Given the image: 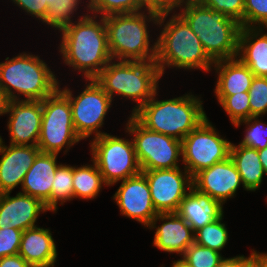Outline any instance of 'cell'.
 <instances>
[{
    "mask_svg": "<svg viewBox=\"0 0 267 267\" xmlns=\"http://www.w3.org/2000/svg\"><path fill=\"white\" fill-rule=\"evenodd\" d=\"M138 12L137 0H97L90 8V14L106 17L114 14Z\"/></svg>",
    "mask_w": 267,
    "mask_h": 267,
    "instance_id": "836d02e7",
    "label": "cell"
},
{
    "mask_svg": "<svg viewBox=\"0 0 267 267\" xmlns=\"http://www.w3.org/2000/svg\"><path fill=\"white\" fill-rule=\"evenodd\" d=\"M113 200L123 216L138 221L146 228L158 214L152 203L146 176L142 172L123 180Z\"/></svg>",
    "mask_w": 267,
    "mask_h": 267,
    "instance_id": "5bb4252c",
    "label": "cell"
},
{
    "mask_svg": "<svg viewBox=\"0 0 267 267\" xmlns=\"http://www.w3.org/2000/svg\"><path fill=\"white\" fill-rule=\"evenodd\" d=\"M146 176L152 203L158 213L177 212L180 202L193 186L192 176L184 168L142 171Z\"/></svg>",
    "mask_w": 267,
    "mask_h": 267,
    "instance_id": "4fadbf2b",
    "label": "cell"
},
{
    "mask_svg": "<svg viewBox=\"0 0 267 267\" xmlns=\"http://www.w3.org/2000/svg\"><path fill=\"white\" fill-rule=\"evenodd\" d=\"M260 162L262 163L263 170L267 176V147L258 151Z\"/></svg>",
    "mask_w": 267,
    "mask_h": 267,
    "instance_id": "ee69618b",
    "label": "cell"
},
{
    "mask_svg": "<svg viewBox=\"0 0 267 267\" xmlns=\"http://www.w3.org/2000/svg\"><path fill=\"white\" fill-rule=\"evenodd\" d=\"M0 267H31L19 254L0 258Z\"/></svg>",
    "mask_w": 267,
    "mask_h": 267,
    "instance_id": "60d3db41",
    "label": "cell"
},
{
    "mask_svg": "<svg viewBox=\"0 0 267 267\" xmlns=\"http://www.w3.org/2000/svg\"><path fill=\"white\" fill-rule=\"evenodd\" d=\"M9 98L0 87V116L7 114Z\"/></svg>",
    "mask_w": 267,
    "mask_h": 267,
    "instance_id": "b9f144b4",
    "label": "cell"
},
{
    "mask_svg": "<svg viewBox=\"0 0 267 267\" xmlns=\"http://www.w3.org/2000/svg\"><path fill=\"white\" fill-rule=\"evenodd\" d=\"M193 187L208 194L223 205L236 196L239 187H243L241 176L230 156L211 167L202 169L192 177Z\"/></svg>",
    "mask_w": 267,
    "mask_h": 267,
    "instance_id": "9a60e30c",
    "label": "cell"
},
{
    "mask_svg": "<svg viewBox=\"0 0 267 267\" xmlns=\"http://www.w3.org/2000/svg\"><path fill=\"white\" fill-rule=\"evenodd\" d=\"M212 69L218 74L215 96H229L249 91L254 74L237 57L215 61Z\"/></svg>",
    "mask_w": 267,
    "mask_h": 267,
    "instance_id": "cb8c5ba5",
    "label": "cell"
},
{
    "mask_svg": "<svg viewBox=\"0 0 267 267\" xmlns=\"http://www.w3.org/2000/svg\"><path fill=\"white\" fill-rule=\"evenodd\" d=\"M178 9L214 62L237 57L240 23L197 0H181Z\"/></svg>",
    "mask_w": 267,
    "mask_h": 267,
    "instance_id": "3957f363",
    "label": "cell"
},
{
    "mask_svg": "<svg viewBox=\"0 0 267 267\" xmlns=\"http://www.w3.org/2000/svg\"><path fill=\"white\" fill-rule=\"evenodd\" d=\"M254 262L259 266V267H267V253H261L256 251L255 253V260Z\"/></svg>",
    "mask_w": 267,
    "mask_h": 267,
    "instance_id": "7bdbcfd3",
    "label": "cell"
},
{
    "mask_svg": "<svg viewBox=\"0 0 267 267\" xmlns=\"http://www.w3.org/2000/svg\"><path fill=\"white\" fill-rule=\"evenodd\" d=\"M59 85L55 72L38 55L22 52L0 63V87L10 101L22 96L21 100L42 101Z\"/></svg>",
    "mask_w": 267,
    "mask_h": 267,
    "instance_id": "8992f818",
    "label": "cell"
},
{
    "mask_svg": "<svg viewBox=\"0 0 267 267\" xmlns=\"http://www.w3.org/2000/svg\"><path fill=\"white\" fill-rule=\"evenodd\" d=\"M73 166L60 163L57 167L52 183L51 200L45 205L46 208L56 213L59 205L74 199L73 190Z\"/></svg>",
    "mask_w": 267,
    "mask_h": 267,
    "instance_id": "4316f807",
    "label": "cell"
},
{
    "mask_svg": "<svg viewBox=\"0 0 267 267\" xmlns=\"http://www.w3.org/2000/svg\"><path fill=\"white\" fill-rule=\"evenodd\" d=\"M138 12L146 11L157 14L158 16L164 14H171L176 12L177 6L181 0H137ZM176 9V10H175Z\"/></svg>",
    "mask_w": 267,
    "mask_h": 267,
    "instance_id": "74e56055",
    "label": "cell"
},
{
    "mask_svg": "<svg viewBox=\"0 0 267 267\" xmlns=\"http://www.w3.org/2000/svg\"><path fill=\"white\" fill-rule=\"evenodd\" d=\"M230 158L241 176L244 190L251 192L259 190L265 173L258 150L231 143Z\"/></svg>",
    "mask_w": 267,
    "mask_h": 267,
    "instance_id": "d4e9b609",
    "label": "cell"
},
{
    "mask_svg": "<svg viewBox=\"0 0 267 267\" xmlns=\"http://www.w3.org/2000/svg\"><path fill=\"white\" fill-rule=\"evenodd\" d=\"M216 98L223 110L228 114L232 125L250 118L248 92H240L229 96H216Z\"/></svg>",
    "mask_w": 267,
    "mask_h": 267,
    "instance_id": "f546056e",
    "label": "cell"
},
{
    "mask_svg": "<svg viewBox=\"0 0 267 267\" xmlns=\"http://www.w3.org/2000/svg\"><path fill=\"white\" fill-rule=\"evenodd\" d=\"M209 121L208 117L205 118L181 140L183 168L192 177L230 156L232 142L223 138Z\"/></svg>",
    "mask_w": 267,
    "mask_h": 267,
    "instance_id": "7c38bea8",
    "label": "cell"
},
{
    "mask_svg": "<svg viewBox=\"0 0 267 267\" xmlns=\"http://www.w3.org/2000/svg\"><path fill=\"white\" fill-rule=\"evenodd\" d=\"M46 1H47V5L49 7L50 5H52V2L57 1V0H46Z\"/></svg>",
    "mask_w": 267,
    "mask_h": 267,
    "instance_id": "7dc6e473",
    "label": "cell"
},
{
    "mask_svg": "<svg viewBox=\"0 0 267 267\" xmlns=\"http://www.w3.org/2000/svg\"><path fill=\"white\" fill-rule=\"evenodd\" d=\"M57 156L40 152L25 175L20 192L38 198L46 205L51 200L52 183L59 165Z\"/></svg>",
    "mask_w": 267,
    "mask_h": 267,
    "instance_id": "44dd1931",
    "label": "cell"
},
{
    "mask_svg": "<svg viewBox=\"0 0 267 267\" xmlns=\"http://www.w3.org/2000/svg\"><path fill=\"white\" fill-rule=\"evenodd\" d=\"M262 27H241L237 58L257 77H267V33Z\"/></svg>",
    "mask_w": 267,
    "mask_h": 267,
    "instance_id": "603a6c76",
    "label": "cell"
},
{
    "mask_svg": "<svg viewBox=\"0 0 267 267\" xmlns=\"http://www.w3.org/2000/svg\"><path fill=\"white\" fill-rule=\"evenodd\" d=\"M89 144L91 159L96 163L107 187L142 172L132 139L105 133L92 138Z\"/></svg>",
    "mask_w": 267,
    "mask_h": 267,
    "instance_id": "30bf717a",
    "label": "cell"
},
{
    "mask_svg": "<svg viewBox=\"0 0 267 267\" xmlns=\"http://www.w3.org/2000/svg\"><path fill=\"white\" fill-rule=\"evenodd\" d=\"M158 18L146 11L104 17L112 60L156 59V40L151 41L148 23L157 25Z\"/></svg>",
    "mask_w": 267,
    "mask_h": 267,
    "instance_id": "52a82bcc",
    "label": "cell"
},
{
    "mask_svg": "<svg viewBox=\"0 0 267 267\" xmlns=\"http://www.w3.org/2000/svg\"><path fill=\"white\" fill-rule=\"evenodd\" d=\"M82 0H57L52 2L47 9L42 23L58 30L59 32L73 23V14L79 9Z\"/></svg>",
    "mask_w": 267,
    "mask_h": 267,
    "instance_id": "83f0119b",
    "label": "cell"
},
{
    "mask_svg": "<svg viewBox=\"0 0 267 267\" xmlns=\"http://www.w3.org/2000/svg\"><path fill=\"white\" fill-rule=\"evenodd\" d=\"M92 164L73 166V190L74 199L93 200L99 196L103 185L106 183L103 180L102 174L96 163L91 159Z\"/></svg>",
    "mask_w": 267,
    "mask_h": 267,
    "instance_id": "484cf974",
    "label": "cell"
},
{
    "mask_svg": "<svg viewBox=\"0 0 267 267\" xmlns=\"http://www.w3.org/2000/svg\"><path fill=\"white\" fill-rule=\"evenodd\" d=\"M42 113V101H10L7 110L9 144L37 145L41 132Z\"/></svg>",
    "mask_w": 267,
    "mask_h": 267,
    "instance_id": "2e32d148",
    "label": "cell"
},
{
    "mask_svg": "<svg viewBox=\"0 0 267 267\" xmlns=\"http://www.w3.org/2000/svg\"><path fill=\"white\" fill-rule=\"evenodd\" d=\"M248 94L250 117L267 114V77L254 76Z\"/></svg>",
    "mask_w": 267,
    "mask_h": 267,
    "instance_id": "d6a6232c",
    "label": "cell"
},
{
    "mask_svg": "<svg viewBox=\"0 0 267 267\" xmlns=\"http://www.w3.org/2000/svg\"><path fill=\"white\" fill-rule=\"evenodd\" d=\"M222 253L208 247L191 244L185 251L183 258L191 267H217L223 259Z\"/></svg>",
    "mask_w": 267,
    "mask_h": 267,
    "instance_id": "1f68e13d",
    "label": "cell"
},
{
    "mask_svg": "<svg viewBox=\"0 0 267 267\" xmlns=\"http://www.w3.org/2000/svg\"><path fill=\"white\" fill-rule=\"evenodd\" d=\"M223 207L220 201L192 186L189 193L180 202L177 213L195 232L222 217L224 215Z\"/></svg>",
    "mask_w": 267,
    "mask_h": 267,
    "instance_id": "7402d4cb",
    "label": "cell"
},
{
    "mask_svg": "<svg viewBox=\"0 0 267 267\" xmlns=\"http://www.w3.org/2000/svg\"><path fill=\"white\" fill-rule=\"evenodd\" d=\"M158 221L163 223L158 226ZM147 228L156 229L153 246L164 252L179 254L180 258L195 243L193 229L177 212L158 213Z\"/></svg>",
    "mask_w": 267,
    "mask_h": 267,
    "instance_id": "e0dca14e",
    "label": "cell"
},
{
    "mask_svg": "<svg viewBox=\"0 0 267 267\" xmlns=\"http://www.w3.org/2000/svg\"><path fill=\"white\" fill-rule=\"evenodd\" d=\"M85 88L79 95L75 96L72 90L65 86L59 89L68 97L72 109V121L77 135L87 139L94 134V138L102 136L101 127L112 107L110 96L102 89L95 79H85ZM88 81V82H87Z\"/></svg>",
    "mask_w": 267,
    "mask_h": 267,
    "instance_id": "8fae6325",
    "label": "cell"
},
{
    "mask_svg": "<svg viewBox=\"0 0 267 267\" xmlns=\"http://www.w3.org/2000/svg\"><path fill=\"white\" fill-rule=\"evenodd\" d=\"M259 119V116H252L246 120L238 122L234 127L238 128L240 125H246V132L240 145L262 150L267 147V124Z\"/></svg>",
    "mask_w": 267,
    "mask_h": 267,
    "instance_id": "4dcf8cb0",
    "label": "cell"
},
{
    "mask_svg": "<svg viewBox=\"0 0 267 267\" xmlns=\"http://www.w3.org/2000/svg\"><path fill=\"white\" fill-rule=\"evenodd\" d=\"M223 217L224 215L203 228L196 230L194 232L195 243L220 253L229 240V232L225 223H223Z\"/></svg>",
    "mask_w": 267,
    "mask_h": 267,
    "instance_id": "f1b7e54d",
    "label": "cell"
},
{
    "mask_svg": "<svg viewBox=\"0 0 267 267\" xmlns=\"http://www.w3.org/2000/svg\"><path fill=\"white\" fill-rule=\"evenodd\" d=\"M125 129L132 136L141 171L180 167L181 140L147 129L132 114Z\"/></svg>",
    "mask_w": 267,
    "mask_h": 267,
    "instance_id": "9c48e42d",
    "label": "cell"
},
{
    "mask_svg": "<svg viewBox=\"0 0 267 267\" xmlns=\"http://www.w3.org/2000/svg\"><path fill=\"white\" fill-rule=\"evenodd\" d=\"M41 152L37 145L4 144L0 136V194L22 185L29 168Z\"/></svg>",
    "mask_w": 267,
    "mask_h": 267,
    "instance_id": "ac0fdd59",
    "label": "cell"
},
{
    "mask_svg": "<svg viewBox=\"0 0 267 267\" xmlns=\"http://www.w3.org/2000/svg\"><path fill=\"white\" fill-rule=\"evenodd\" d=\"M169 15L159 16L156 25L161 31L156 39V63L161 75L165 74L167 67L210 72L214 61L207 55L189 24L177 12L166 21Z\"/></svg>",
    "mask_w": 267,
    "mask_h": 267,
    "instance_id": "7a4b0ae2",
    "label": "cell"
},
{
    "mask_svg": "<svg viewBox=\"0 0 267 267\" xmlns=\"http://www.w3.org/2000/svg\"><path fill=\"white\" fill-rule=\"evenodd\" d=\"M243 27L267 28V0H244Z\"/></svg>",
    "mask_w": 267,
    "mask_h": 267,
    "instance_id": "e575fe53",
    "label": "cell"
},
{
    "mask_svg": "<svg viewBox=\"0 0 267 267\" xmlns=\"http://www.w3.org/2000/svg\"><path fill=\"white\" fill-rule=\"evenodd\" d=\"M161 77L156 59H144L111 60L94 79L112 100L117 95L135 102L133 114L159 90Z\"/></svg>",
    "mask_w": 267,
    "mask_h": 267,
    "instance_id": "5b68a950",
    "label": "cell"
},
{
    "mask_svg": "<svg viewBox=\"0 0 267 267\" xmlns=\"http://www.w3.org/2000/svg\"><path fill=\"white\" fill-rule=\"evenodd\" d=\"M191 93L158 100L157 91L132 115L149 130L183 140L207 118L201 97Z\"/></svg>",
    "mask_w": 267,
    "mask_h": 267,
    "instance_id": "277c9868",
    "label": "cell"
},
{
    "mask_svg": "<svg viewBox=\"0 0 267 267\" xmlns=\"http://www.w3.org/2000/svg\"><path fill=\"white\" fill-rule=\"evenodd\" d=\"M22 233L15 228L0 229V258L19 253Z\"/></svg>",
    "mask_w": 267,
    "mask_h": 267,
    "instance_id": "8d00e7d4",
    "label": "cell"
},
{
    "mask_svg": "<svg viewBox=\"0 0 267 267\" xmlns=\"http://www.w3.org/2000/svg\"><path fill=\"white\" fill-rule=\"evenodd\" d=\"M0 194V229L15 228L21 231L36 227L41 213L49 211L38 198L18 192Z\"/></svg>",
    "mask_w": 267,
    "mask_h": 267,
    "instance_id": "d6986e66",
    "label": "cell"
},
{
    "mask_svg": "<svg viewBox=\"0 0 267 267\" xmlns=\"http://www.w3.org/2000/svg\"><path fill=\"white\" fill-rule=\"evenodd\" d=\"M256 251L252 249L249 257H245L244 255H237L232 258L223 257L217 267H249L255 260Z\"/></svg>",
    "mask_w": 267,
    "mask_h": 267,
    "instance_id": "ab89813d",
    "label": "cell"
},
{
    "mask_svg": "<svg viewBox=\"0 0 267 267\" xmlns=\"http://www.w3.org/2000/svg\"><path fill=\"white\" fill-rule=\"evenodd\" d=\"M22 9L27 15L36 17L39 21L45 18L48 5L46 0H10Z\"/></svg>",
    "mask_w": 267,
    "mask_h": 267,
    "instance_id": "f35d334b",
    "label": "cell"
},
{
    "mask_svg": "<svg viewBox=\"0 0 267 267\" xmlns=\"http://www.w3.org/2000/svg\"><path fill=\"white\" fill-rule=\"evenodd\" d=\"M18 254L31 267H54L58 254L50 229L36 226L23 231Z\"/></svg>",
    "mask_w": 267,
    "mask_h": 267,
    "instance_id": "ffe728a7",
    "label": "cell"
},
{
    "mask_svg": "<svg viewBox=\"0 0 267 267\" xmlns=\"http://www.w3.org/2000/svg\"><path fill=\"white\" fill-rule=\"evenodd\" d=\"M88 13L90 10L60 31L58 48L65 65L81 72L84 79H94L112 56L104 17Z\"/></svg>",
    "mask_w": 267,
    "mask_h": 267,
    "instance_id": "6da1fadb",
    "label": "cell"
},
{
    "mask_svg": "<svg viewBox=\"0 0 267 267\" xmlns=\"http://www.w3.org/2000/svg\"><path fill=\"white\" fill-rule=\"evenodd\" d=\"M42 123L38 148L43 153L66 154L82 139L77 135L68 97L58 88L42 100Z\"/></svg>",
    "mask_w": 267,
    "mask_h": 267,
    "instance_id": "ba28073f",
    "label": "cell"
},
{
    "mask_svg": "<svg viewBox=\"0 0 267 267\" xmlns=\"http://www.w3.org/2000/svg\"><path fill=\"white\" fill-rule=\"evenodd\" d=\"M96 1L97 0H88V1H86L88 3H86V7H84V8H87L85 10H90V8L95 4Z\"/></svg>",
    "mask_w": 267,
    "mask_h": 267,
    "instance_id": "bcb514c9",
    "label": "cell"
},
{
    "mask_svg": "<svg viewBox=\"0 0 267 267\" xmlns=\"http://www.w3.org/2000/svg\"><path fill=\"white\" fill-rule=\"evenodd\" d=\"M249 267H259L255 262H253Z\"/></svg>",
    "mask_w": 267,
    "mask_h": 267,
    "instance_id": "c3c4849f",
    "label": "cell"
},
{
    "mask_svg": "<svg viewBox=\"0 0 267 267\" xmlns=\"http://www.w3.org/2000/svg\"><path fill=\"white\" fill-rule=\"evenodd\" d=\"M161 267H164L161 265ZM171 267H191L183 258L173 261Z\"/></svg>",
    "mask_w": 267,
    "mask_h": 267,
    "instance_id": "f6af8a7d",
    "label": "cell"
},
{
    "mask_svg": "<svg viewBox=\"0 0 267 267\" xmlns=\"http://www.w3.org/2000/svg\"><path fill=\"white\" fill-rule=\"evenodd\" d=\"M203 6L224 13L243 27L244 0H197Z\"/></svg>",
    "mask_w": 267,
    "mask_h": 267,
    "instance_id": "d590c367",
    "label": "cell"
}]
</instances>
